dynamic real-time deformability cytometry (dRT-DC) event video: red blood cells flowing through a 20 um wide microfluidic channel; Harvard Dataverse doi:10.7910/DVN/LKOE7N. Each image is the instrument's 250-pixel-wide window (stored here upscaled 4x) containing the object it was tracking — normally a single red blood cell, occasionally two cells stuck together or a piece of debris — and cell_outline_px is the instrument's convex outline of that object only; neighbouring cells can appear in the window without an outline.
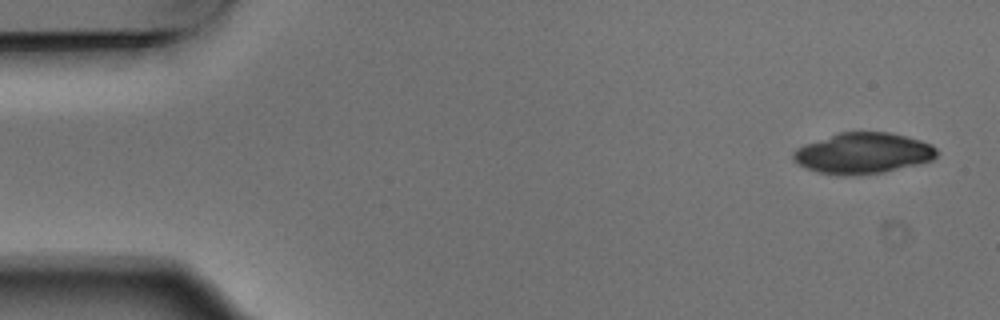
{"species": "Egyptian fruit bat (a non-hibernating species)", "species_latin": "Rousettus aegyptiacus", "temperature_condition": "warm", "stored_images_in_passage": 5, "camera_frame_rate_fps": 3000, "um_per_image_px": 0.085, "animal": {"sex": "male"}, "frame": {"image": 1, "passage_image": 1, "time_ms": 0.0, "image_size_px": [1000, 320], "cell_outline_px": [[936, 156], [932, 160], [920, 164], [884, 172], [848, 176], [836, 176], [816, 172], [800, 164], [792, 156], [792, 152], [796, 148], [804, 144], [840, 132], [888, 132], [920, 140], [932, 144], [936, 148]], "centroid_in_image_um": [73.35, 13.04], "position_along_channel_um": 11.6, "area_um2": 34.22}}